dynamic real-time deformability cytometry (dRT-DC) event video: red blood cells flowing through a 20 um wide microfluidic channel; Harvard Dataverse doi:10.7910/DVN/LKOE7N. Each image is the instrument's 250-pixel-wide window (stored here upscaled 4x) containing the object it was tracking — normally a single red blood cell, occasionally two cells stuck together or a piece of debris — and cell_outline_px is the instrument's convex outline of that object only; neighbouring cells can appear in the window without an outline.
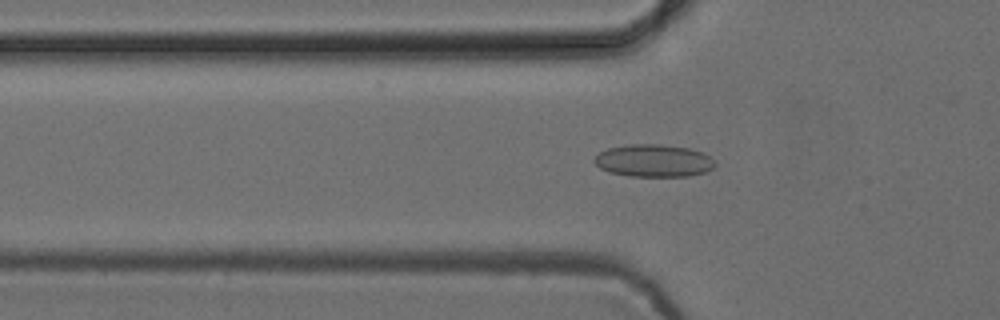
{"species": "common noctule bat (a hibernating species)", "species_latin": "Nyctalus noctula", "temperature_condition": "cold", "stored_images_in_passage": 38, "camera_frame_rate_fps": 3000, "um_per_image_px": 0.085, "animal": {"sex": "female", "body_mass_g": 24.6, "forearm_length_mm": 56.2}, "frame": {"image": 1, "passage_image": 3, "time_ms": 0.667, "image_size_px": [1000, 320], "cell_outline_px": [[716, 164], [712, 168], [704, 172], [688, 176], [632, 176], [608, 172], [600, 168], [592, 160], [600, 152], [608, 148], [632, 144], [660, 144], [688, 148], [700, 152], [708, 156]], "centroid_in_image_um": [55.52, 13.66], "position_along_channel_um": 70.3, "area_um2": 22.6}}
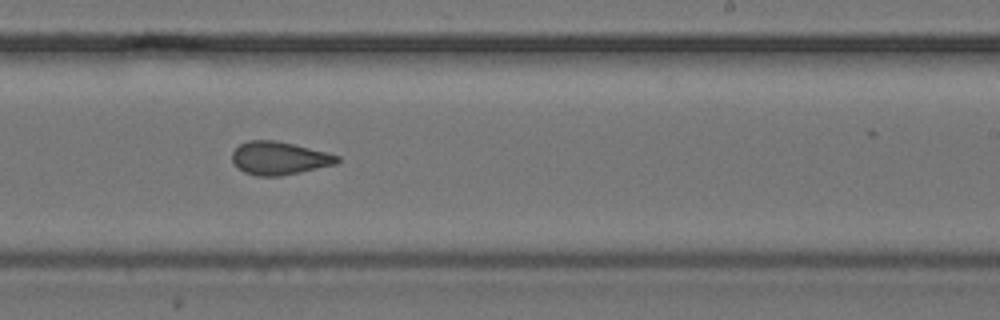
{"frame": {"image": 2, "passage_image": 18, "time_ms": 5.667, "image_size_px": [1000, 320], "cell_outline_px": [[340, 160], [336, 164], [300, 172], [280, 176], [256, 176], [244, 172], [232, 160], [232, 152], [240, 144], [248, 140], [276, 140], [328, 152], [340, 156]], "centroid_in_image_um": [23.75, 13.44], "position_along_channel_um": 265.2, "area_um2": 20.23}}
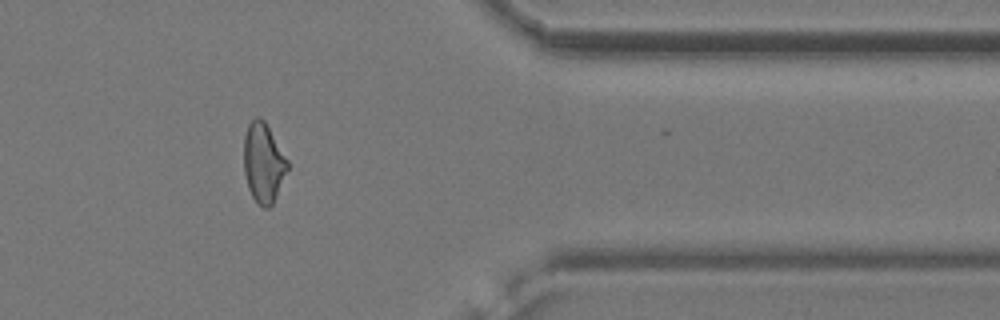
{"frame": {"image": 3, "passage_image": 29, "time_ms": 9.333, "image_size_px": [1000, 320], "cell_outline_px": [[288, 168], [276, 196], [272, 204], [268, 208], [264, 208], [256, 204], [248, 188], [244, 172], [244, 136], [248, 124], [256, 116], [260, 116], [264, 120], [288, 160]], "centroid_in_image_um": [22.37, 13.84], "position_along_channel_um": 389.0, "area_um2": 20.23}, "authors_computed_cell_mechanics": {"area_um2": 20.4034, "velocity_mm_per_s": 3.8868, "shape_relaxation_time_tau1_ms": null, "shape_relaxation_time_tau2_ms": 1.7713, "deformation_change_tau1": null, "deformation_change_tau2": 0.0674}}